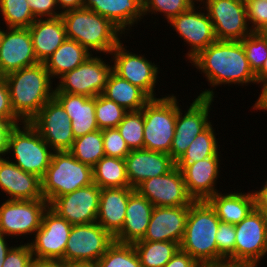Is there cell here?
I'll use <instances>...</instances> for the list:
<instances>
[{
  "mask_svg": "<svg viewBox=\"0 0 267 267\" xmlns=\"http://www.w3.org/2000/svg\"><path fill=\"white\" fill-rule=\"evenodd\" d=\"M235 231L234 264L258 267L267 255V218L254 208Z\"/></svg>",
  "mask_w": 267,
  "mask_h": 267,
  "instance_id": "30bf717a",
  "label": "cell"
},
{
  "mask_svg": "<svg viewBox=\"0 0 267 267\" xmlns=\"http://www.w3.org/2000/svg\"><path fill=\"white\" fill-rule=\"evenodd\" d=\"M72 224L50 207L44 212L40 228L28 242L35 259L55 260L64 263V252Z\"/></svg>",
  "mask_w": 267,
  "mask_h": 267,
  "instance_id": "2e32d148",
  "label": "cell"
},
{
  "mask_svg": "<svg viewBox=\"0 0 267 267\" xmlns=\"http://www.w3.org/2000/svg\"><path fill=\"white\" fill-rule=\"evenodd\" d=\"M93 183L101 189L130 187L125 160L104 156L93 167Z\"/></svg>",
  "mask_w": 267,
  "mask_h": 267,
  "instance_id": "d6a6232c",
  "label": "cell"
},
{
  "mask_svg": "<svg viewBox=\"0 0 267 267\" xmlns=\"http://www.w3.org/2000/svg\"><path fill=\"white\" fill-rule=\"evenodd\" d=\"M130 150L144 149L143 111H129L116 127Z\"/></svg>",
  "mask_w": 267,
  "mask_h": 267,
  "instance_id": "f35d334b",
  "label": "cell"
},
{
  "mask_svg": "<svg viewBox=\"0 0 267 267\" xmlns=\"http://www.w3.org/2000/svg\"><path fill=\"white\" fill-rule=\"evenodd\" d=\"M118 105L129 111H140L151 98L138 86L132 85L114 71L102 93Z\"/></svg>",
  "mask_w": 267,
  "mask_h": 267,
  "instance_id": "1f68e13d",
  "label": "cell"
},
{
  "mask_svg": "<svg viewBox=\"0 0 267 267\" xmlns=\"http://www.w3.org/2000/svg\"><path fill=\"white\" fill-rule=\"evenodd\" d=\"M167 95L151 99L141 110L144 149L169 154L177 118V97L173 93Z\"/></svg>",
  "mask_w": 267,
  "mask_h": 267,
  "instance_id": "52a82bcc",
  "label": "cell"
},
{
  "mask_svg": "<svg viewBox=\"0 0 267 267\" xmlns=\"http://www.w3.org/2000/svg\"><path fill=\"white\" fill-rule=\"evenodd\" d=\"M48 207L49 203L45 199H5L0 205V233L12 237V240L16 238V241L17 236H34Z\"/></svg>",
  "mask_w": 267,
  "mask_h": 267,
  "instance_id": "8fae6325",
  "label": "cell"
},
{
  "mask_svg": "<svg viewBox=\"0 0 267 267\" xmlns=\"http://www.w3.org/2000/svg\"><path fill=\"white\" fill-rule=\"evenodd\" d=\"M37 60L44 63L67 39L61 16L36 19L29 27Z\"/></svg>",
  "mask_w": 267,
  "mask_h": 267,
  "instance_id": "f1b7e54d",
  "label": "cell"
},
{
  "mask_svg": "<svg viewBox=\"0 0 267 267\" xmlns=\"http://www.w3.org/2000/svg\"><path fill=\"white\" fill-rule=\"evenodd\" d=\"M195 97L193 102L189 103L190 106L187 105V109L183 111L177 96V118L169 153L175 162L184 154L195 137L212 123L209 119L214 99Z\"/></svg>",
  "mask_w": 267,
  "mask_h": 267,
  "instance_id": "4fadbf2b",
  "label": "cell"
},
{
  "mask_svg": "<svg viewBox=\"0 0 267 267\" xmlns=\"http://www.w3.org/2000/svg\"><path fill=\"white\" fill-rule=\"evenodd\" d=\"M33 16L39 18H54L61 16L56 0H26ZM58 10V11H57Z\"/></svg>",
  "mask_w": 267,
  "mask_h": 267,
  "instance_id": "7dc6e473",
  "label": "cell"
},
{
  "mask_svg": "<svg viewBox=\"0 0 267 267\" xmlns=\"http://www.w3.org/2000/svg\"><path fill=\"white\" fill-rule=\"evenodd\" d=\"M0 119L21 121L12 109L9 88L4 77L0 78Z\"/></svg>",
  "mask_w": 267,
  "mask_h": 267,
  "instance_id": "c3c4849f",
  "label": "cell"
},
{
  "mask_svg": "<svg viewBox=\"0 0 267 267\" xmlns=\"http://www.w3.org/2000/svg\"><path fill=\"white\" fill-rule=\"evenodd\" d=\"M21 123L23 122L0 119V158L7 155L10 133L16 125Z\"/></svg>",
  "mask_w": 267,
  "mask_h": 267,
  "instance_id": "681fc988",
  "label": "cell"
},
{
  "mask_svg": "<svg viewBox=\"0 0 267 267\" xmlns=\"http://www.w3.org/2000/svg\"><path fill=\"white\" fill-rule=\"evenodd\" d=\"M41 182L43 197L50 205L57 197L91 185L92 167L77 160L69 151L53 152Z\"/></svg>",
  "mask_w": 267,
  "mask_h": 267,
  "instance_id": "5b68a950",
  "label": "cell"
},
{
  "mask_svg": "<svg viewBox=\"0 0 267 267\" xmlns=\"http://www.w3.org/2000/svg\"><path fill=\"white\" fill-rule=\"evenodd\" d=\"M198 1L203 4L211 19L217 40L240 41L252 33L245 0Z\"/></svg>",
  "mask_w": 267,
  "mask_h": 267,
  "instance_id": "7c38bea8",
  "label": "cell"
},
{
  "mask_svg": "<svg viewBox=\"0 0 267 267\" xmlns=\"http://www.w3.org/2000/svg\"><path fill=\"white\" fill-rule=\"evenodd\" d=\"M54 152L69 151L74 141L71 119L53 97L29 122Z\"/></svg>",
  "mask_w": 267,
  "mask_h": 267,
  "instance_id": "e0dca14e",
  "label": "cell"
},
{
  "mask_svg": "<svg viewBox=\"0 0 267 267\" xmlns=\"http://www.w3.org/2000/svg\"><path fill=\"white\" fill-rule=\"evenodd\" d=\"M198 0H143V14L155 16L158 14H163L168 22L187 11L193 4Z\"/></svg>",
  "mask_w": 267,
  "mask_h": 267,
  "instance_id": "60d3db41",
  "label": "cell"
},
{
  "mask_svg": "<svg viewBox=\"0 0 267 267\" xmlns=\"http://www.w3.org/2000/svg\"><path fill=\"white\" fill-rule=\"evenodd\" d=\"M105 156L124 159L131 150L117 128L102 130Z\"/></svg>",
  "mask_w": 267,
  "mask_h": 267,
  "instance_id": "ee69618b",
  "label": "cell"
},
{
  "mask_svg": "<svg viewBox=\"0 0 267 267\" xmlns=\"http://www.w3.org/2000/svg\"><path fill=\"white\" fill-rule=\"evenodd\" d=\"M2 27H0V41H1V37H2V32H3V28L1 29Z\"/></svg>",
  "mask_w": 267,
  "mask_h": 267,
  "instance_id": "94428289",
  "label": "cell"
},
{
  "mask_svg": "<svg viewBox=\"0 0 267 267\" xmlns=\"http://www.w3.org/2000/svg\"><path fill=\"white\" fill-rule=\"evenodd\" d=\"M102 55L91 54L82 64L61 76L54 93H68L96 97L104 92L113 64ZM111 64V65H110ZM57 85V86H56Z\"/></svg>",
  "mask_w": 267,
  "mask_h": 267,
  "instance_id": "9c48e42d",
  "label": "cell"
},
{
  "mask_svg": "<svg viewBox=\"0 0 267 267\" xmlns=\"http://www.w3.org/2000/svg\"><path fill=\"white\" fill-rule=\"evenodd\" d=\"M128 111L103 94L95 97V117L100 130L116 128Z\"/></svg>",
  "mask_w": 267,
  "mask_h": 267,
  "instance_id": "ab89813d",
  "label": "cell"
},
{
  "mask_svg": "<svg viewBox=\"0 0 267 267\" xmlns=\"http://www.w3.org/2000/svg\"><path fill=\"white\" fill-rule=\"evenodd\" d=\"M243 192V193H242ZM214 208L221 222L236 225L240 223L255 207L251 191L222 193L217 192L207 200Z\"/></svg>",
  "mask_w": 267,
  "mask_h": 267,
  "instance_id": "f546056e",
  "label": "cell"
},
{
  "mask_svg": "<svg viewBox=\"0 0 267 267\" xmlns=\"http://www.w3.org/2000/svg\"><path fill=\"white\" fill-rule=\"evenodd\" d=\"M261 33L267 37V25L263 28V30L261 31Z\"/></svg>",
  "mask_w": 267,
  "mask_h": 267,
  "instance_id": "91938a15",
  "label": "cell"
},
{
  "mask_svg": "<svg viewBox=\"0 0 267 267\" xmlns=\"http://www.w3.org/2000/svg\"><path fill=\"white\" fill-rule=\"evenodd\" d=\"M142 267H164L180 248L170 241H136L133 243Z\"/></svg>",
  "mask_w": 267,
  "mask_h": 267,
  "instance_id": "836d02e7",
  "label": "cell"
},
{
  "mask_svg": "<svg viewBox=\"0 0 267 267\" xmlns=\"http://www.w3.org/2000/svg\"><path fill=\"white\" fill-rule=\"evenodd\" d=\"M67 39L75 40L91 54L109 56L126 35L110 20L96 12L81 8L61 14ZM93 52V53H92ZM106 53V54H105ZM109 54V55H108Z\"/></svg>",
  "mask_w": 267,
  "mask_h": 267,
  "instance_id": "3957f363",
  "label": "cell"
},
{
  "mask_svg": "<svg viewBox=\"0 0 267 267\" xmlns=\"http://www.w3.org/2000/svg\"><path fill=\"white\" fill-rule=\"evenodd\" d=\"M154 205L136 190L129 196L121 231L114 237L118 243L133 244L141 240L150 223Z\"/></svg>",
  "mask_w": 267,
  "mask_h": 267,
  "instance_id": "4316f807",
  "label": "cell"
},
{
  "mask_svg": "<svg viewBox=\"0 0 267 267\" xmlns=\"http://www.w3.org/2000/svg\"><path fill=\"white\" fill-rule=\"evenodd\" d=\"M135 190L154 207L189 206L194 202L188 194L182 171L177 166L165 175L144 180Z\"/></svg>",
  "mask_w": 267,
  "mask_h": 267,
  "instance_id": "ac0fdd59",
  "label": "cell"
},
{
  "mask_svg": "<svg viewBox=\"0 0 267 267\" xmlns=\"http://www.w3.org/2000/svg\"><path fill=\"white\" fill-rule=\"evenodd\" d=\"M53 150L29 123L16 125L11 131L7 157L23 171L43 178L50 165Z\"/></svg>",
  "mask_w": 267,
  "mask_h": 267,
  "instance_id": "8992f818",
  "label": "cell"
},
{
  "mask_svg": "<svg viewBox=\"0 0 267 267\" xmlns=\"http://www.w3.org/2000/svg\"><path fill=\"white\" fill-rule=\"evenodd\" d=\"M134 191L131 187L101 189L96 222L113 238L123 227L128 199Z\"/></svg>",
  "mask_w": 267,
  "mask_h": 267,
  "instance_id": "484cf974",
  "label": "cell"
},
{
  "mask_svg": "<svg viewBox=\"0 0 267 267\" xmlns=\"http://www.w3.org/2000/svg\"><path fill=\"white\" fill-rule=\"evenodd\" d=\"M221 151L215 156L190 164H175L183 174L188 194L194 201L208 200L220 189L217 188L221 174ZM221 158V159H220Z\"/></svg>",
  "mask_w": 267,
  "mask_h": 267,
  "instance_id": "44dd1931",
  "label": "cell"
},
{
  "mask_svg": "<svg viewBox=\"0 0 267 267\" xmlns=\"http://www.w3.org/2000/svg\"><path fill=\"white\" fill-rule=\"evenodd\" d=\"M164 267H202L193 257L180 248Z\"/></svg>",
  "mask_w": 267,
  "mask_h": 267,
  "instance_id": "f907efd6",
  "label": "cell"
},
{
  "mask_svg": "<svg viewBox=\"0 0 267 267\" xmlns=\"http://www.w3.org/2000/svg\"><path fill=\"white\" fill-rule=\"evenodd\" d=\"M261 92L258 96V99L255 101L254 105L252 106L253 111L255 112L260 111H267V79L260 85ZM255 109V110H254Z\"/></svg>",
  "mask_w": 267,
  "mask_h": 267,
  "instance_id": "f5cc1de1",
  "label": "cell"
},
{
  "mask_svg": "<svg viewBox=\"0 0 267 267\" xmlns=\"http://www.w3.org/2000/svg\"><path fill=\"white\" fill-rule=\"evenodd\" d=\"M197 4L199 6H197ZM204 6L200 7L199 1L193 4L187 11L172 18L167 24L179 34V38L188 45L185 53L186 61H190L201 50L217 41L214 26Z\"/></svg>",
  "mask_w": 267,
  "mask_h": 267,
  "instance_id": "9a60e30c",
  "label": "cell"
},
{
  "mask_svg": "<svg viewBox=\"0 0 267 267\" xmlns=\"http://www.w3.org/2000/svg\"><path fill=\"white\" fill-rule=\"evenodd\" d=\"M188 63L208 81L211 88L199 93L198 97L216 98L217 87L238 85L241 87L257 85L256 74L250 68L245 50L240 41H215L201 50ZM251 83V84H250ZM249 84V85H248ZM215 88V89H213Z\"/></svg>",
  "mask_w": 267,
  "mask_h": 267,
  "instance_id": "6da1fadb",
  "label": "cell"
},
{
  "mask_svg": "<svg viewBox=\"0 0 267 267\" xmlns=\"http://www.w3.org/2000/svg\"><path fill=\"white\" fill-rule=\"evenodd\" d=\"M114 238L97 222L72 225L64 252L68 267L95 265Z\"/></svg>",
  "mask_w": 267,
  "mask_h": 267,
  "instance_id": "ba28073f",
  "label": "cell"
},
{
  "mask_svg": "<svg viewBox=\"0 0 267 267\" xmlns=\"http://www.w3.org/2000/svg\"><path fill=\"white\" fill-rule=\"evenodd\" d=\"M54 98L62 105L71 119L74 138L99 130L95 117V97L54 93Z\"/></svg>",
  "mask_w": 267,
  "mask_h": 267,
  "instance_id": "83f0119b",
  "label": "cell"
},
{
  "mask_svg": "<svg viewBox=\"0 0 267 267\" xmlns=\"http://www.w3.org/2000/svg\"><path fill=\"white\" fill-rule=\"evenodd\" d=\"M4 78L12 109L22 122H30L54 97L53 80L44 63L11 72Z\"/></svg>",
  "mask_w": 267,
  "mask_h": 267,
  "instance_id": "7a4b0ae2",
  "label": "cell"
},
{
  "mask_svg": "<svg viewBox=\"0 0 267 267\" xmlns=\"http://www.w3.org/2000/svg\"><path fill=\"white\" fill-rule=\"evenodd\" d=\"M3 28L6 30L0 41V67L4 76L40 63L28 28Z\"/></svg>",
  "mask_w": 267,
  "mask_h": 267,
  "instance_id": "ffe728a7",
  "label": "cell"
},
{
  "mask_svg": "<svg viewBox=\"0 0 267 267\" xmlns=\"http://www.w3.org/2000/svg\"><path fill=\"white\" fill-rule=\"evenodd\" d=\"M188 214L189 206L154 207L146 233L138 241H170L180 245Z\"/></svg>",
  "mask_w": 267,
  "mask_h": 267,
  "instance_id": "7402d4cb",
  "label": "cell"
},
{
  "mask_svg": "<svg viewBox=\"0 0 267 267\" xmlns=\"http://www.w3.org/2000/svg\"><path fill=\"white\" fill-rule=\"evenodd\" d=\"M85 0H56L57 6L61 13L74 10V9H81L84 6Z\"/></svg>",
  "mask_w": 267,
  "mask_h": 267,
  "instance_id": "db71d44e",
  "label": "cell"
},
{
  "mask_svg": "<svg viewBox=\"0 0 267 267\" xmlns=\"http://www.w3.org/2000/svg\"><path fill=\"white\" fill-rule=\"evenodd\" d=\"M83 8L110 20L126 36L144 19L143 0H85Z\"/></svg>",
  "mask_w": 267,
  "mask_h": 267,
  "instance_id": "d4e9b609",
  "label": "cell"
},
{
  "mask_svg": "<svg viewBox=\"0 0 267 267\" xmlns=\"http://www.w3.org/2000/svg\"><path fill=\"white\" fill-rule=\"evenodd\" d=\"M91 53L75 40L66 39L49 56L44 64L52 80H57L65 73L72 71L82 64Z\"/></svg>",
  "mask_w": 267,
  "mask_h": 267,
  "instance_id": "4dcf8cb0",
  "label": "cell"
},
{
  "mask_svg": "<svg viewBox=\"0 0 267 267\" xmlns=\"http://www.w3.org/2000/svg\"><path fill=\"white\" fill-rule=\"evenodd\" d=\"M0 15L7 28H28L36 20L26 0H0Z\"/></svg>",
  "mask_w": 267,
  "mask_h": 267,
  "instance_id": "74e56055",
  "label": "cell"
},
{
  "mask_svg": "<svg viewBox=\"0 0 267 267\" xmlns=\"http://www.w3.org/2000/svg\"><path fill=\"white\" fill-rule=\"evenodd\" d=\"M29 267H68L61 261L33 259Z\"/></svg>",
  "mask_w": 267,
  "mask_h": 267,
  "instance_id": "11a10c76",
  "label": "cell"
},
{
  "mask_svg": "<svg viewBox=\"0 0 267 267\" xmlns=\"http://www.w3.org/2000/svg\"><path fill=\"white\" fill-rule=\"evenodd\" d=\"M265 181L260 189L252 190V193L255 209L267 218V180Z\"/></svg>",
  "mask_w": 267,
  "mask_h": 267,
  "instance_id": "816d5d0a",
  "label": "cell"
},
{
  "mask_svg": "<svg viewBox=\"0 0 267 267\" xmlns=\"http://www.w3.org/2000/svg\"><path fill=\"white\" fill-rule=\"evenodd\" d=\"M4 75L2 74L1 67H0V78H3Z\"/></svg>",
  "mask_w": 267,
  "mask_h": 267,
  "instance_id": "be15d7a7",
  "label": "cell"
},
{
  "mask_svg": "<svg viewBox=\"0 0 267 267\" xmlns=\"http://www.w3.org/2000/svg\"><path fill=\"white\" fill-rule=\"evenodd\" d=\"M69 152L80 162L93 167L105 156L102 130L75 138Z\"/></svg>",
  "mask_w": 267,
  "mask_h": 267,
  "instance_id": "d590c367",
  "label": "cell"
},
{
  "mask_svg": "<svg viewBox=\"0 0 267 267\" xmlns=\"http://www.w3.org/2000/svg\"><path fill=\"white\" fill-rule=\"evenodd\" d=\"M0 189L7 200L44 199L41 178L23 171L7 157L0 158Z\"/></svg>",
  "mask_w": 267,
  "mask_h": 267,
  "instance_id": "603a6c76",
  "label": "cell"
},
{
  "mask_svg": "<svg viewBox=\"0 0 267 267\" xmlns=\"http://www.w3.org/2000/svg\"><path fill=\"white\" fill-rule=\"evenodd\" d=\"M245 4L252 32H261L267 25V1L245 0Z\"/></svg>",
  "mask_w": 267,
  "mask_h": 267,
  "instance_id": "f6af8a7d",
  "label": "cell"
},
{
  "mask_svg": "<svg viewBox=\"0 0 267 267\" xmlns=\"http://www.w3.org/2000/svg\"><path fill=\"white\" fill-rule=\"evenodd\" d=\"M78 267H96L95 265H86V266H78Z\"/></svg>",
  "mask_w": 267,
  "mask_h": 267,
  "instance_id": "6125c7cd",
  "label": "cell"
},
{
  "mask_svg": "<svg viewBox=\"0 0 267 267\" xmlns=\"http://www.w3.org/2000/svg\"><path fill=\"white\" fill-rule=\"evenodd\" d=\"M235 238V225L220 221L216 233L217 265L234 264Z\"/></svg>",
  "mask_w": 267,
  "mask_h": 267,
  "instance_id": "7bdbcfd3",
  "label": "cell"
},
{
  "mask_svg": "<svg viewBox=\"0 0 267 267\" xmlns=\"http://www.w3.org/2000/svg\"><path fill=\"white\" fill-rule=\"evenodd\" d=\"M96 267H142L133 244L114 241L96 262Z\"/></svg>",
  "mask_w": 267,
  "mask_h": 267,
  "instance_id": "8d00e7d4",
  "label": "cell"
},
{
  "mask_svg": "<svg viewBox=\"0 0 267 267\" xmlns=\"http://www.w3.org/2000/svg\"><path fill=\"white\" fill-rule=\"evenodd\" d=\"M121 41L110 53L113 64V71L124 78L132 85L138 86L151 99L159 97L156 94V86L158 83V76L161 70L160 65L152 63L145 55L135 54Z\"/></svg>",
  "mask_w": 267,
  "mask_h": 267,
  "instance_id": "5bb4252c",
  "label": "cell"
},
{
  "mask_svg": "<svg viewBox=\"0 0 267 267\" xmlns=\"http://www.w3.org/2000/svg\"><path fill=\"white\" fill-rule=\"evenodd\" d=\"M240 42L245 50L250 68L256 74L267 58V37L261 32H252Z\"/></svg>",
  "mask_w": 267,
  "mask_h": 267,
  "instance_id": "b9f144b4",
  "label": "cell"
},
{
  "mask_svg": "<svg viewBox=\"0 0 267 267\" xmlns=\"http://www.w3.org/2000/svg\"><path fill=\"white\" fill-rule=\"evenodd\" d=\"M124 160L130 187L134 189L144 180L165 175L175 167L169 154L146 149L131 150Z\"/></svg>",
  "mask_w": 267,
  "mask_h": 267,
  "instance_id": "cb8c5ba5",
  "label": "cell"
},
{
  "mask_svg": "<svg viewBox=\"0 0 267 267\" xmlns=\"http://www.w3.org/2000/svg\"><path fill=\"white\" fill-rule=\"evenodd\" d=\"M210 124L203 132L195 137L184 154L175 164H190L215 156L220 151L219 138L216 129Z\"/></svg>",
  "mask_w": 267,
  "mask_h": 267,
  "instance_id": "e575fe53",
  "label": "cell"
},
{
  "mask_svg": "<svg viewBox=\"0 0 267 267\" xmlns=\"http://www.w3.org/2000/svg\"><path fill=\"white\" fill-rule=\"evenodd\" d=\"M220 219L207 200L189 205L186 228L180 249L202 267L217 265L216 233Z\"/></svg>",
  "mask_w": 267,
  "mask_h": 267,
  "instance_id": "277c9868",
  "label": "cell"
},
{
  "mask_svg": "<svg viewBox=\"0 0 267 267\" xmlns=\"http://www.w3.org/2000/svg\"><path fill=\"white\" fill-rule=\"evenodd\" d=\"M267 79V58L262 66V68L256 73V81L260 86Z\"/></svg>",
  "mask_w": 267,
  "mask_h": 267,
  "instance_id": "6f0895ef",
  "label": "cell"
},
{
  "mask_svg": "<svg viewBox=\"0 0 267 267\" xmlns=\"http://www.w3.org/2000/svg\"><path fill=\"white\" fill-rule=\"evenodd\" d=\"M211 267H251V266L225 263L220 265H211Z\"/></svg>",
  "mask_w": 267,
  "mask_h": 267,
  "instance_id": "680465c9",
  "label": "cell"
},
{
  "mask_svg": "<svg viewBox=\"0 0 267 267\" xmlns=\"http://www.w3.org/2000/svg\"><path fill=\"white\" fill-rule=\"evenodd\" d=\"M101 188L92 183L57 197L49 207L72 225L94 223L99 211Z\"/></svg>",
  "mask_w": 267,
  "mask_h": 267,
  "instance_id": "d6986e66",
  "label": "cell"
},
{
  "mask_svg": "<svg viewBox=\"0 0 267 267\" xmlns=\"http://www.w3.org/2000/svg\"><path fill=\"white\" fill-rule=\"evenodd\" d=\"M22 242V244H21ZM14 246L6 254L2 267H29L34 259L31 248L28 242L23 244V241Z\"/></svg>",
  "mask_w": 267,
  "mask_h": 267,
  "instance_id": "bcb514c9",
  "label": "cell"
},
{
  "mask_svg": "<svg viewBox=\"0 0 267 267\" xmlns=\"http://www.w3.org/2000/svg\"><path fill=\"white\" fill-rule=\"evenodd\" d=\"M7 239H9V237L0 233V267H2L6 254L11 249L10 247L11 244L8 243L10 240H7Z\"/></svg>",
  "mask_w": 267,
  "mask_h": 267,
  "instance_id": "9f6ffc18",
  "label": "cell"
}]
</instances>
